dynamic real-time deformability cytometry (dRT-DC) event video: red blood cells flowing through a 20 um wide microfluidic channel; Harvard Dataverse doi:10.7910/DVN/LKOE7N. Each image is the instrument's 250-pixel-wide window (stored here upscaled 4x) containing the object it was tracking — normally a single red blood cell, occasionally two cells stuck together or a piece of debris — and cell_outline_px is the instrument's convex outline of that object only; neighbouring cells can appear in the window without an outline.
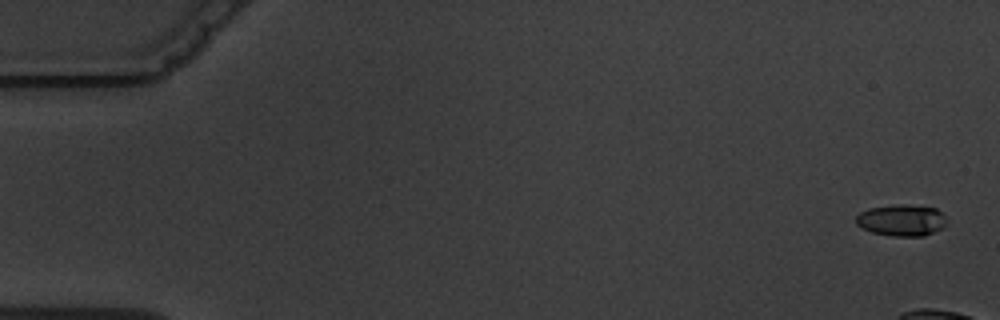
{"species": "common noctule bat (a hibernating species)", "species_latin": "Nyctalus noctula", "temperature_condition": "warm", "stored_images_in_passage": 5, "camera_frame_rate_fps": 3000, "um_per_image_px": 0.085, "animal": {"sex": "male", "body_mass_g": 19.5, "forearm_length_mm": 54.6}, "frame": {"image": 1, "passage_image": 1, "time_ms": 0.0, "image_size_px": [1000, 320], "cell_outline_px": [[948, 224], [944, 228], [924, 236], [892, 236], [872, 232], [856, 224], [856, 216], [860, 212], [868, 208], [900, 204], [904, 204], [936, 208], [944, 216]], "centroid_in_image_um": [76.66, 18.72], "position_along_channel_um": 8.3, "area_um2": 16.7}}